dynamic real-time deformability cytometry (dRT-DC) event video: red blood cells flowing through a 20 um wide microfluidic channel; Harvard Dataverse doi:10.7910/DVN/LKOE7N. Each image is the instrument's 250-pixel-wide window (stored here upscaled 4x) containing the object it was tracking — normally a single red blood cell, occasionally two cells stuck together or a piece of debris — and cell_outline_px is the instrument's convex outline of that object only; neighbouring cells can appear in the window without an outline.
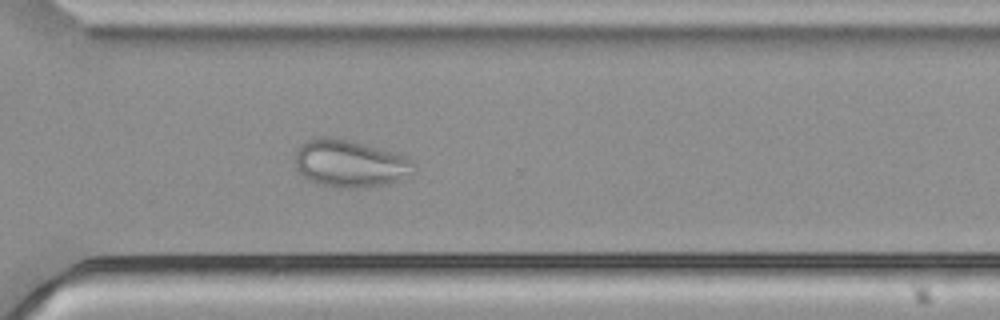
{"species": "common noctule bat (a hibernating species)", "species_latin": "Nyctalus noctula", "temperature_condition": "cold", "stored_images_in_passage": 52, "camera_frame_rate_fps": 3000, "um_per_image_px": 0.085, "animal": {"sex": "male", "body_mass_g": 21.5, "forearm_length_mm": 52.0}, "frame": {"image": 1, "passage_image": 37, "time_ms": 12.0, "image_size_px": [1000, 320], "cell_outline_px": [[416, 172], [400, 180], [368, 188], [336, 188], [316, 184], [308, 180], [296, 168], [296, 148], [300, 144], [316, 136], [324, 136], [352, 140], [408, 156], [416, 164]], "centroid_in_image_um": [29.77, 13.9], "position_along_channel_um": 340.8, "area_um2": 33.52}}